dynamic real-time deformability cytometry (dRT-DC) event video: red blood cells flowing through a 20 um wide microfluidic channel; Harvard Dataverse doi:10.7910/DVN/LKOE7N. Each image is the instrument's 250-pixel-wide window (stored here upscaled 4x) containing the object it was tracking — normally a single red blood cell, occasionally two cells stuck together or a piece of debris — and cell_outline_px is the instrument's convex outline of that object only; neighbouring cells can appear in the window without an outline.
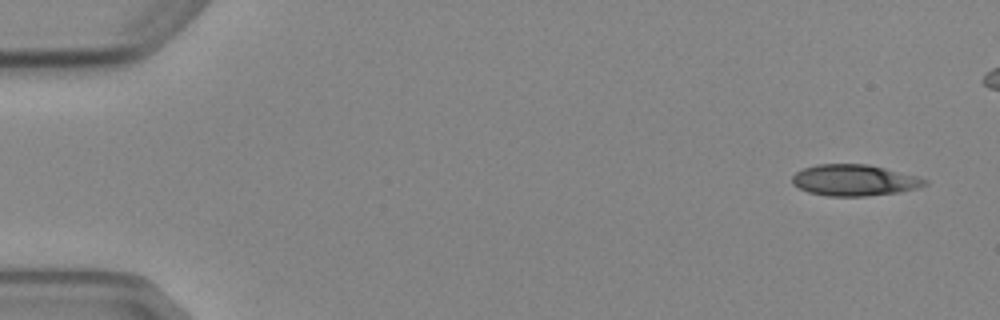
{"species": "Egyptian fruit bat (a non-hibernating species)", "species_latin": "Rousettus aegyptiacus", "temperature_condition": "cold", "stored_images_in_passage": 5, "camera_frame_rate_fps": 3000, "um_per_image_px": 0.085, "animal": {"sex": "female"}, "frame": {"image": 1, "passage_image": 1, "time_ms": 0.0, "image_size_px": [1000, 320], "cell_outline_px": [[928, 184], [916, 188], [896, 192], [864, 196], [828, 196], [808, 192], [792, 184], [792, 176], [796, 172], [804, 168], [816, 164], [868, 164], [920, 176], [928, 180]], "centroid_in_image_um": [72.62, 15.31], "position_along_channel_um": 12.4, "area_um2": 24.16}}